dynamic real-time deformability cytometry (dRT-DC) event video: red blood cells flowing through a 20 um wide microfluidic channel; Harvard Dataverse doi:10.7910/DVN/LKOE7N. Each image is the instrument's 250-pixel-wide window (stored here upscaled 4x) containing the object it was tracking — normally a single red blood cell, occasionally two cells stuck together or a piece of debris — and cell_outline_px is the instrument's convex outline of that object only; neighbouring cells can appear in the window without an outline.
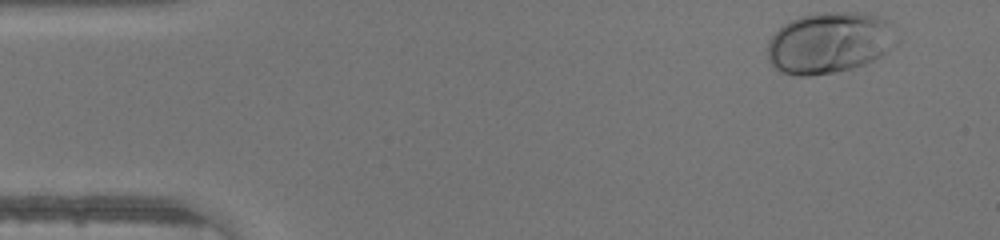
{"species": "human", "species_latin": "Homo sapiens", "temperature_condition": "warm", "stored_images_in_passage": 35, "camera_frame_rate_fps": 3000, "um_per_image_px": 0.085, "donor": {"sex": "male"}, "frame": {"image": 1, "passage_image": 1, "time_ms": 0.0, "image_size_px": [1000, 240], "cell_outline_px": [[900, 44], [880, 56], [864, 64], [852, 68], [832, 72], [808, 76], [796, 76], [780, 72], [768, 60], [768, 40], [784, 24], [800, 16], [816, 12], [864, 12], [880, 16], [888, 20], [900, 40]], "centroid_in_image_um": [70.55, 3.61], "position_along_channel_um": 14.4, "area_um2": 46.64}}
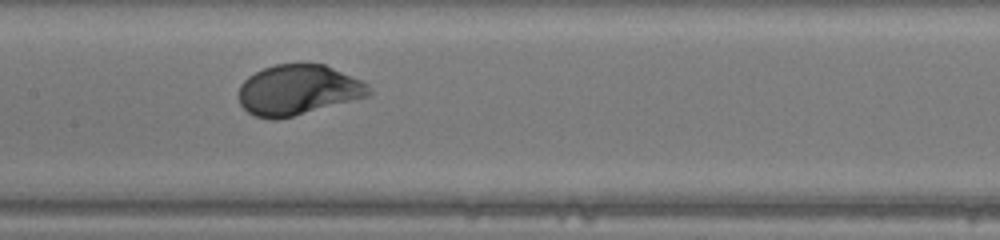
{"frame": {"image": 2, "passage_image": 20, "time_ms": 6.333, "image_size_px": [1000, 240], "cell_outline_px": [[372, 92], [368, 96], [292, 116], [276, 120], [272, 120], [256, 116], [248, 112], [240, 104], [236, 96], [240, 84], [248, 76], [264, 68], [276, 64], [324, 64], [360, 80], [368, 84]], "centroid_in_image_um": [25.28, 7.65], "position_along_channel_um": 182.1, "area_um2": 37.92}}
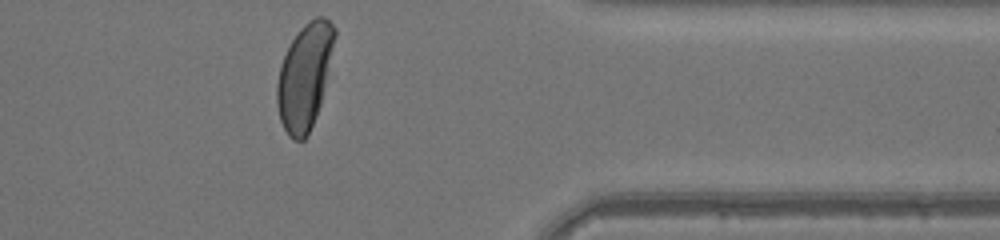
{"frame": {"image": 3, "passage_image": 35, "time_ms": 11.333, "image_size_px": [1000, 240], "cell_outline_px": [[336, 36], [320, 104], [316, 116], [304, 140], [292, 140], [288, 136], [280, 120], [276, 104], [276, 84], [280, 64], [292, 40], [300, 28], [308, 20], [316, 16], [324, 16], [336, 28]], "centroid_in_image_um": [25.88, 6.47], "position_along_channel_um": 385.5, "area_um2": 35.26}}